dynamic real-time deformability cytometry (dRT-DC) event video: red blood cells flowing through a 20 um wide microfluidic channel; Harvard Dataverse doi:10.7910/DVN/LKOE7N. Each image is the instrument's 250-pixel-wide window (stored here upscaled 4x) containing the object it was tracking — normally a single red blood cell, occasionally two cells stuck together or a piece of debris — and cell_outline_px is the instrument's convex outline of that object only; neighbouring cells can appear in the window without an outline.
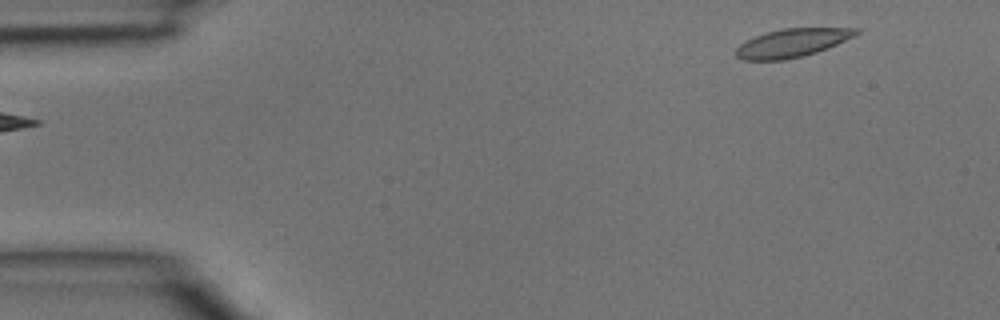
{"species": "common noctule bat (a hibernating species)", "species_latin": "Nyctalus noctula", "temperature_condition": "room temperature", "stored_images_in_passage": 3, "segment_of_instrument_passage": [2, 2], "camera_frame_rate_fps": 3000, "um_per_image_px": 0.085, "animal": {"sex": "male", "body_mass_g": 15.6}, "frame": {"image": 1, "passage_image": 3, "time_ms": 0.667, "image_size_px": [1000, 320], "cell_outline_px": [[860, 32], [856, 36], [828, 48], [804, 56], [784, 60], [744, 60], [736, 56], [732, 52], [740, 44], [764, 32], [784, 28], [860, 28]], "centroid_in_image_um": [67.34, 3.65], "position_along_channel_um": 17.7, "area_um2": 20.06}}